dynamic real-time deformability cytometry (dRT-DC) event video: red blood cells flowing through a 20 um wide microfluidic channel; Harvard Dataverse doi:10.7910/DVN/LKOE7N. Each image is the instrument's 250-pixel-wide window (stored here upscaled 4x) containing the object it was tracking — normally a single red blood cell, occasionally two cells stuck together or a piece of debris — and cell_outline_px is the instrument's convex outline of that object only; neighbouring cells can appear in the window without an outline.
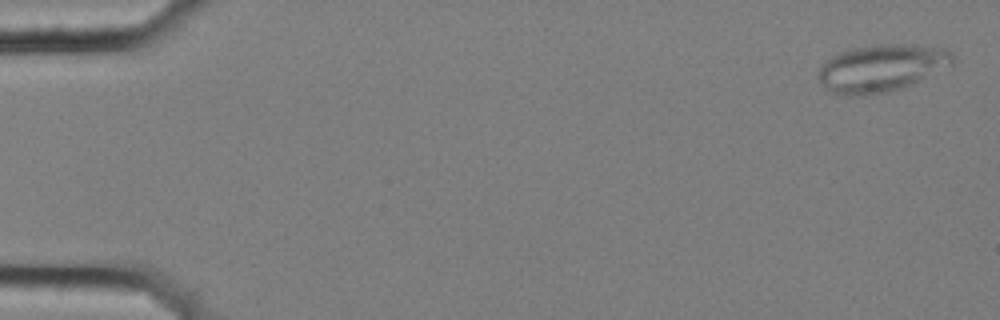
{"species": "common noctule bat (a hibernating species)", "species_latin": "Nyctalus noctula", "temperature_condition": "cold", "stored_images_in_passage": 57, "segment_of_instrument_passage": [1, 2], "camera_frame_rate_fps": 3000, "um_per_image_px": 0.085, "animal": {"sex": "female", "body_mass_g": 25.1}, "frame": {"image": 1, "passage_image": 2, "time_ms": 0.333, "image_size_px": [1000, 320], "cell_outline_px": [[952, 64], [900, 88], [884, 92], [864, 96], [848, 96], [832, 92], [816, 76], [820, 64], [832, 56], [840, 52], [856, 48], [880, 44], [904, 44], [948, 48], [952, 52]], "centroid_in_image_um": [74.87, 5.77], "position_along_channel_um": 10.1, "area_um2": 36.41}}